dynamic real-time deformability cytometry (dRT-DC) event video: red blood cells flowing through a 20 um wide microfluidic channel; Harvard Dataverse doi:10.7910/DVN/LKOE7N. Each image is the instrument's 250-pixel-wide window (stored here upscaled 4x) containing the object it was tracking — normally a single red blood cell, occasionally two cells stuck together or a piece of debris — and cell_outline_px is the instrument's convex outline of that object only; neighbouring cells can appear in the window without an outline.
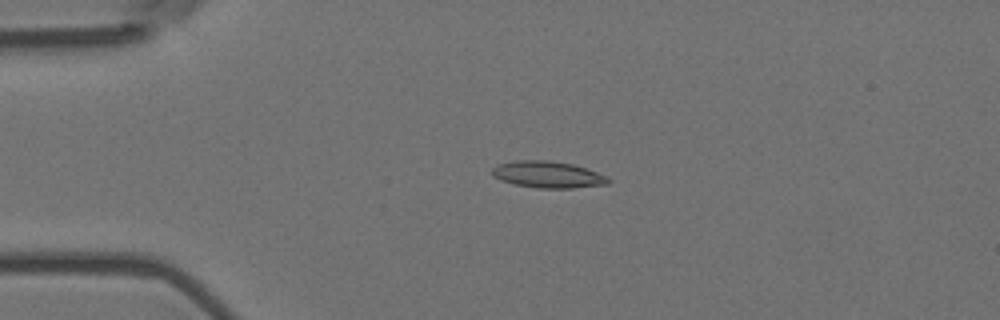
{"species": "Egyptian fruit bat (a non-hibernating species)", "species_latin": "Rousettus aegyptiacus", "temperature_condition": "room temperature", "stored_images_in_passage": 6, "camera_frame_rate_fps": 3000, "um_per_image_px": 0.085, "animal": {"sex": "female"}, "frame": {"image": 1, "passage_image": 4, "time_ms": 1.0, "image_size_px": [1000, 320], "cell_outline_px": [[612, 180], [608, 184], [572, 188], [536, 188], [516, 184], [500, 180], [492, 176], [492, 168], [496, 164], [516, 160], [544, 160], [572, 164], [608, 176]], "centroid_in_image_um": [46.55, 14.84], "position_along_channel_um": 38.5, "area_um2": 18.03}}